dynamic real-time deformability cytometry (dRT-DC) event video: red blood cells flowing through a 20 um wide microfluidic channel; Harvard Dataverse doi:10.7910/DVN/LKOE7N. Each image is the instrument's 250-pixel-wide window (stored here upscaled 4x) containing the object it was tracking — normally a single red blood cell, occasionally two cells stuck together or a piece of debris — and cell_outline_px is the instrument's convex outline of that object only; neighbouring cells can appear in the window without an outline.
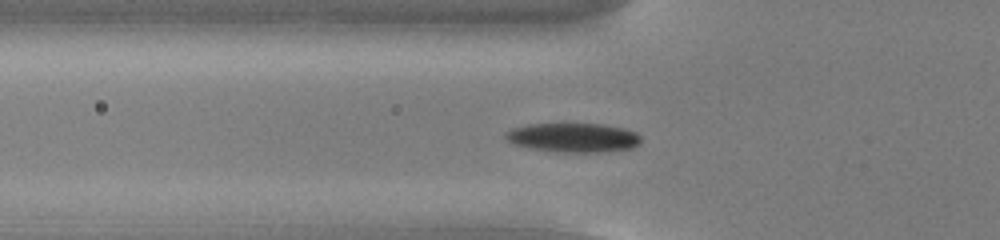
{"species": "common noctule bat (a hibernating species)", "species_latin": "Nyctalus noctula", "temperature_condition": "cold", "stored_images_in_passage": 55, "camera_frame_rate_fps": 3000, "um_per_image_px": 0.085, "animal": {"sex": "male", "body_mass_g": 13.0, "forearm_length_mm": 53.1}, "frame": {"image": 1, "passage_image": 20, "time_ms": 6.333, "image_size_px": [1000, 240], "cell_outline_px": [[640, 140], [632, 148], [596, 152], [556, 152], [528, 148], [504, 140], [504, 132], [512, 128], [528, 124], [564, 120], [604, 124], [624, 128], [636, 132], [640, 136]], "centroid_in_image_um": [48.64, 11.63], "position_along_channel_um": 77.2, "area_um2": 24.16}}
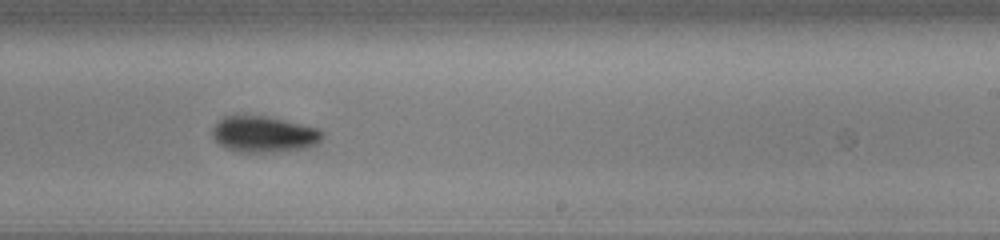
{"frame": {"image": 2, "passage_image": 35, "time_ms": 11.333, "image_size_px": [1000, 240], "cell_outline_px": [[324, 136], [316, 144], [304, 148], [276, 152], [240, 152], [224, 148], [212, 136], [212, 128], [224, 116], [264, 116], [284, 120], [320, 128], [324, 132]], "centroid_in_image_um": [22.45, 11.42], "position_along_channel_um": 266.6, "area_um2": 23.12}}
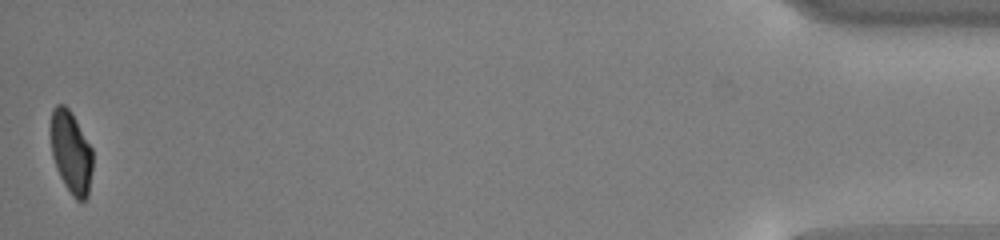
{"frame": {"image": 3, "passage_image": 55, "time_ms": 18.0, "image_size_px": [1000, 240], "cell_outline_px": [[92, 172], [88, 196], [84, 200], [76, 200], [72, 196], [64, 184], [56, 168], [52, 156], [52, 108], [56, 104], [64, 104], [68, 108], [76, 120], [92, 148]], "centroid_in_image_um": [6.06, 12.97], "position_along_channel_um": 429.1, "area_um2": 19.94}, "authors_computed_cell_mechanics": {"area_um2": 21.386, "velocity_mm_per_s": 3.7864, "shape_relaxation_time_tau1_ms": 1.9118, "shape_relaxation_time_tau2_ms": null, "deformation_change_tau1": 0.1117, "deformation_change_tau2": null}}